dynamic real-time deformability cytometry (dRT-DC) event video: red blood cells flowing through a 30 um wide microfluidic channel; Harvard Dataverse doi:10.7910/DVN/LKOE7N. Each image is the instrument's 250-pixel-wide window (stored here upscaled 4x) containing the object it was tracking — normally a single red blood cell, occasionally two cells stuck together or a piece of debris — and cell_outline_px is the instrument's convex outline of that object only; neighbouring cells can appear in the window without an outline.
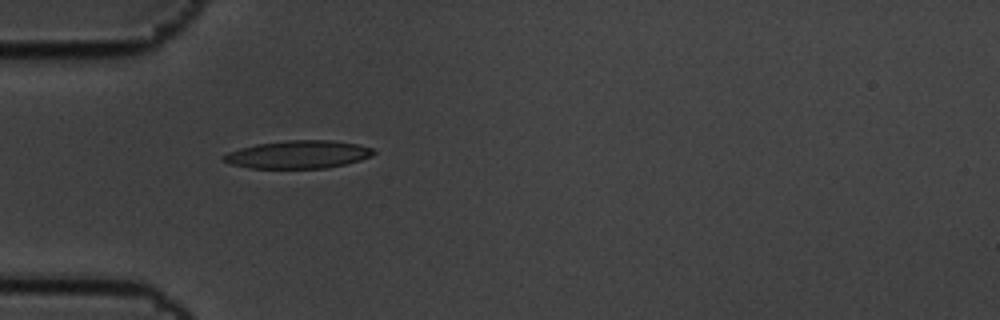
{"species": "common noctule bat (a hibernating species)", "species_latin": "Nyctalus noctula", "temperature_condition": "cold", "stored_images_in_passage": 2, "camera_frame_rate_fps": 3000, "um_per_image_px": 0.085, "animal": {"sex": "male", "body_mass_g": 19.5, "forearm_length_mm": 54.6}, "frame": {"image": 1, "passage_image": 1, "time_ms": 0.0, "image_size_px": [1000, 320], "cell_outline_px": [[376, 152], [372, 156], [360, 160], [344, 164], [324, 168], [248, 168], [228, 164], [220, 160], [220, 156], [228, 152], [240, 148], [256, 144], [288, 140], [332, 140], [360, 144], [376, 148]], "centroid_in_image_um": [25.33, 13.13], "position_along_channel_um": 59.7, "area_um2": 24.74}}
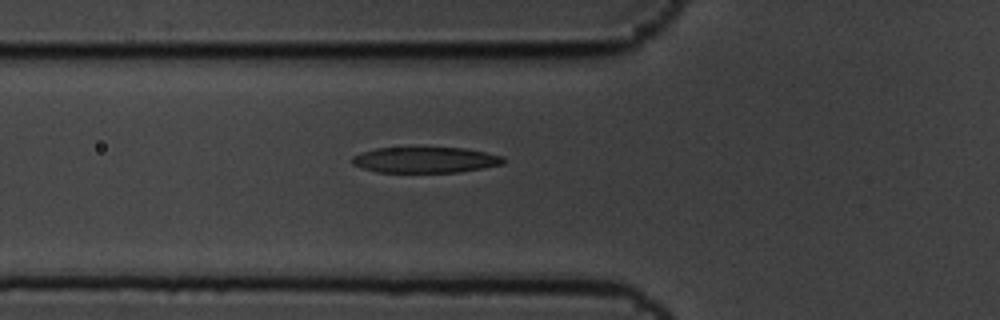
{"frame": {"image": 2, "passage_image": 2, "time_ms": 0.333, "image_size_px": [1000, 320], "cell_outline_px": [[504, 164], [460, 172], [376, 172], [360, 168], [352, 164], [352, 156], [360, 152], [376, 148], [464, 148], [504, 156]], "centroid_in_image_um": [36.11, 13.6], "position_along_channel_um": 89.7, "area_um2": 22.77}}